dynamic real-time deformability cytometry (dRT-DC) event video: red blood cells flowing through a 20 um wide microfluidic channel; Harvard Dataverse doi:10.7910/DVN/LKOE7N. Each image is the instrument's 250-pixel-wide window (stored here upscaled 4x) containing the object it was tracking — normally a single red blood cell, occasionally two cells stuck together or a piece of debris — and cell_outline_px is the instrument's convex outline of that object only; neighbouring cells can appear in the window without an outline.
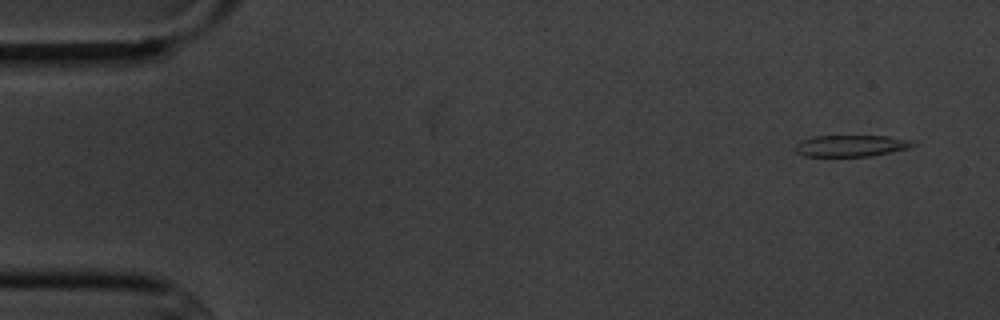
{"species": "common noctule bat (a hibernating species)", "species_latin": "Nyctalus noctula", "temperature_condition": "cold", "stored_images_in_passage": 5, "camera_frame_rate_fps": 3000, "um_per_image_px": 0.085, "animal": {"sex": "male", "body_mass_g": 20.1, "forearm_length_mm": 53.5}, "frame": {"image": 1, "passage_image": 1, "time_ms": 0.0, "image_size_px": [1000, 320], "cell_outline_px": [[916, 144], [908, 148], [892, 152], [872, 156], [804, 156], [796, 152], [796, 144], [800, 140], [812, 136], [888, 136], [908, 140]], "centroid_in_image_um": [72.3, 12.39], "position_along_channel_um": 12.7, "area_um2": 14.68}}
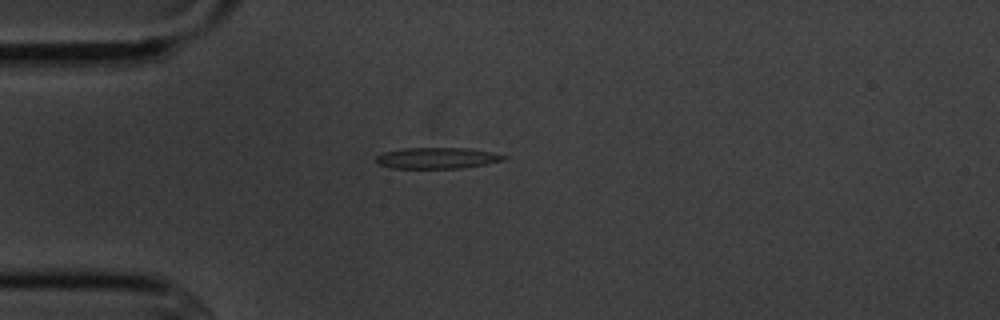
{"frame": {"image": 2, "passage_image": 4, "time_ms": 3.667, "image_size_px": [1000, 320], "cell_outline_px": [[508, 156], [504, 160], [484, 164], [460, 168], [392, 168], [376, 164], [376, 156], [384, 152], [404, 148], [468, 148], [492, 152]], "centroid_in_image_um": [37.13, 13.43], "position_along_channel_um": 47.9, "area_um2": 15.66}}